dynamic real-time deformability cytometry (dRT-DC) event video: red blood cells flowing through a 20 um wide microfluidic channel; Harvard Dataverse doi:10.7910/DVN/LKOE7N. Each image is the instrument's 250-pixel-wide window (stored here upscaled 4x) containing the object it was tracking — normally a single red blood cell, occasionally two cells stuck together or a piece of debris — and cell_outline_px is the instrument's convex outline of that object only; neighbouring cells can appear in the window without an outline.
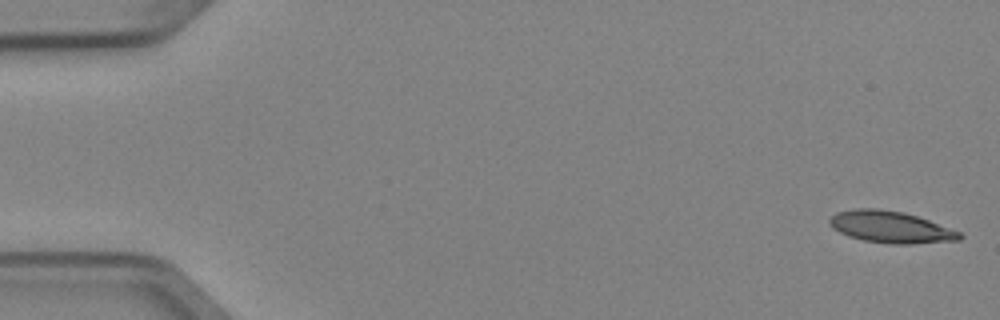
{"species": "Egyptian fruit bat (a non-hibernating species)", "species_latin": "Rousettus aegyptiacus", "temperature_condition": "cold", "stored_images_in_passage": 6, "segment_of_instrument_passage": [1, 2], "camera_frame_rate_fps": 3000, "um_per_image_px": 0.085, "animal": {"sex": "female"}, "frame": {"image": 1, "passage_image": 1, "time_ms": 0.0, "image_size_px": [1000, 320], "cell_outline_px": [[964, 236], [960, 240], [912, 244], [888, 244], [864, 240], [848, 236], [832, 228], [828, 224], [828, 220], [836, 212], [856, 208], [876, 208], [904, 212], [928, 220], [960, 232]], "centroid_in_image_um": [75.68, 19.3], "position_along_channel_um": 9.3, "area_um2": 24.1}}
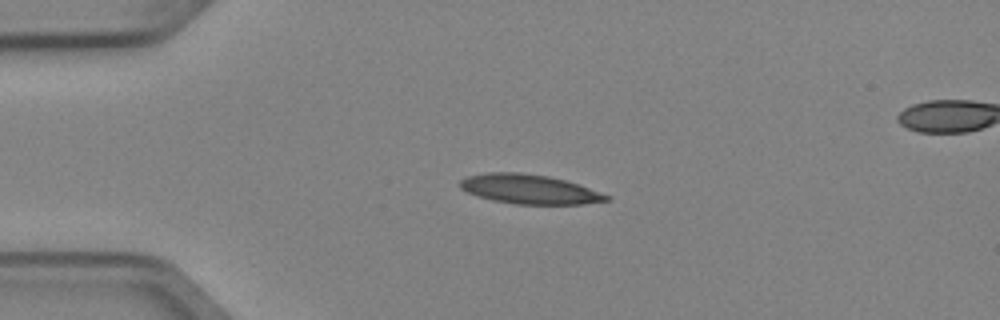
{"frame": {"image": 2, "passage_image": 4, "time_ms": 1.0, "image_size_px": [1000, 320], "cell_outline_px": [[612, 196], [608, 200], [584, 204], [516, 204], [492, 200], [468, 192], [460, 188], [460, 180], [468, 176], [488, 172], [520, 172], [548, 176], [564, 180]], "centroid_in_image_um": [44.99, 16.08], "position_along_channel_um": 40.0, "area_um2": 24.8}}